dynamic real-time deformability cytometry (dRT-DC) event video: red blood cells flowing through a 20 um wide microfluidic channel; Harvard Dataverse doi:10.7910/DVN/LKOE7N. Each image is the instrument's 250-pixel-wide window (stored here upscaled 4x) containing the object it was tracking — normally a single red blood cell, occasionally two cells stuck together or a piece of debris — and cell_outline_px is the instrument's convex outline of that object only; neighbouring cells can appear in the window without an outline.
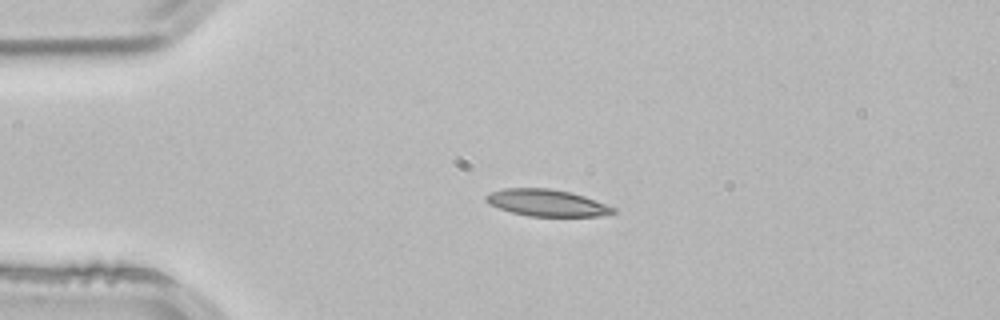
{"species": "common noctule bat (a hibernating species)", "species_latin": "Nyctalus noctula", "temperature_condition": "room temperature", "stored_images_in_passage": 2, "camera_frame_rate_fps": 3000, "um_per_image_px": 0.085, "animal": {"sex": "male", "body_mass_g": 21.5, "forearm_length_mm": 52.0}, "frame": {"image": 1, "passage_image": 1, "time_ms": 0.0, "image_size_px": [1000, 320], "cell_outline_px": [[616, 212], [600, 216], [528, 216], [512, 212], [488, 204], [484, 200], [484, 196], [492, 192], [504, 188], [548, 188], [572, 192], [584, 196], [616, 208]], "centroid_in_image_um": [46.47, 17.24], "position_along_channel_um": 38.5, "area_um2": 19.83}}
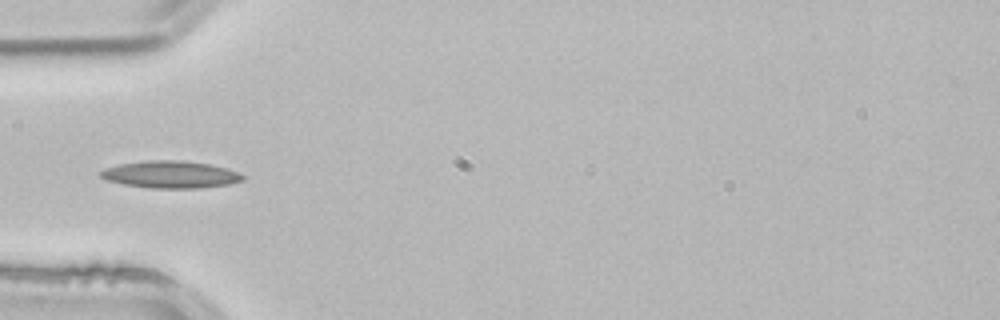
{"frame": {"image": 2, "passage_image": 2, "time_ms": 0.333, "image_size_px": [1000, 320], "cell_outline_px": [[244, 180], [228, 184], [200, 188], [152, 188], [124, 184], [104, 180], [100, 176], [100, 172], [104, 168], [120, 164], [148, 160], [176, 160], [208, 164], [224, 168], [236, 172], [244, 176]], "centroid_in_image_um": [14.45, 14.84], "position_along_channel_um": 70.6, "area_um2": 22.25}}